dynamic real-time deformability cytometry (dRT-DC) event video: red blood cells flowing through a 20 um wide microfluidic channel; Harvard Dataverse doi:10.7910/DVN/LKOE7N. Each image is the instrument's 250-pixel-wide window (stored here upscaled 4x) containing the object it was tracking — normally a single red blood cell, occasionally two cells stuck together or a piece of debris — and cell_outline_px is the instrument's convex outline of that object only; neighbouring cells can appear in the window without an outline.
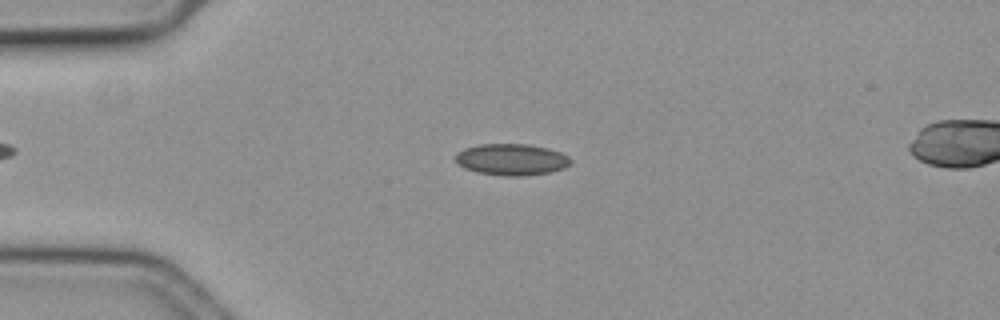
{"species": "common noctule bat (a hibernating species)", "species_latin": "Nyctalus noctula", "temperature_condition": "cold", "stored_images_in_passage": 58, "camera_frame_rate_fps": 3000, "um_per_image_px": 0.085, "animal": {"sex": "female", "body_mass_g": 19.3, "forearm_length_mm": 54.1}, "frame": {"image": 1, "passage_image": 14, "time_ms": 4.333, "image_size_px": [1000, 320], "cell_outline_px": [[572, 160], [564, 168], [548, 172], [520, 176], [504, 176], [476, 172], [464, 168], [456, 160], [456, 152], [464, 148], [480, 144], [528, 144], [548, 148], [560, 152], [568, 156]], "centroid_in_image_um": [43.46, 13.55], "position_along_channel_um": 41.5, "area_um2": 21.04}}
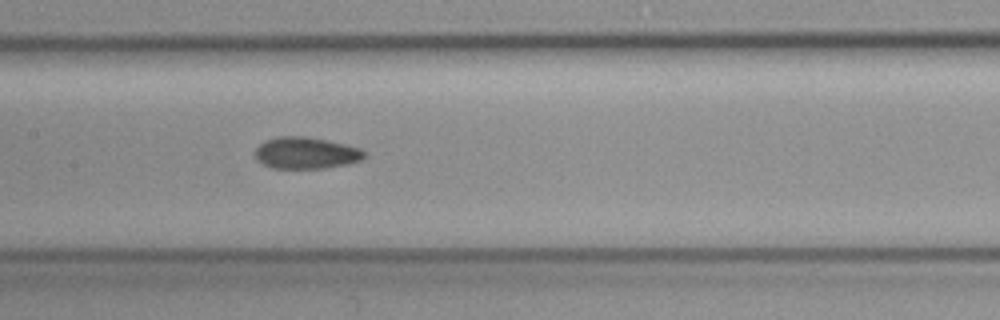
{"frame": {"image": 2, "passage_image": 28, "time_ms": 9.0, "image_size_px": [1000, 320], "cell_outline_px": [[364, 156], [360, 160], [348, 164], [324, 168], [272, 168], [256, 160], [256, 148], [264, 140], [276, 136], [304, 136], [344, 144], [360, 148], [364, 152]], "centroid_in_image_um": [25.97, 13.0], "position_along_channel_um": 181.4, "area_um2": 20.0}}
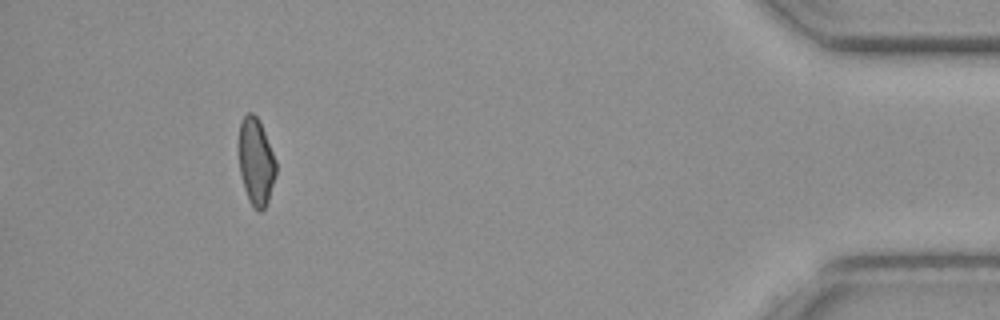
{"frame": {"image": 3, "passage_image": 53, "time_ms": 17.333, "image_size_px": [1000, 320], "cell_outline_px": [[276, 176], [268, 200], [264, 208], [260, 212], [252, 208], [248, 200], [244, 188], [240, 172], [240, 120], [248, 112], [252, 112], [256, 116], [264, 132], [276, 160]], "centroid_in_image_um": [21.77, 13.79], "position_along_channel_um": 413.4, "area_um2": 18.61}, "authors_computed_cell_mechanics": {"area_um2": 19.9988, "velocity_mm_per_s": 3.5824, "shape_relaxation_time_tau1_ms": 3.6742, "shape_relaxation_time_tau2_ms": 5.3156, "deformation_change_tau1": 0.0776, "deformation_change_tau2": 0.094}}